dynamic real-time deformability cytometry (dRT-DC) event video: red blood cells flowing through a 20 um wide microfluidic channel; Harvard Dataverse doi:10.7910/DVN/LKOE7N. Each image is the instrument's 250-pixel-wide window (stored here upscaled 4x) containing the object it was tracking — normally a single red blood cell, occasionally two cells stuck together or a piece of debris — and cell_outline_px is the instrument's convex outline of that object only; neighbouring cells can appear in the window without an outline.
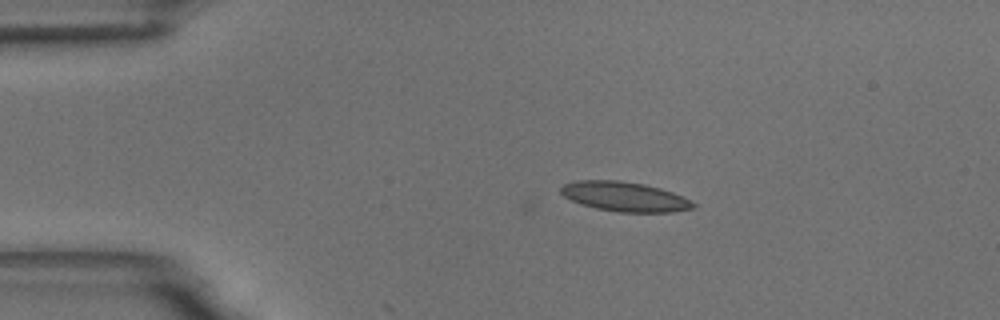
{"species": "common noctule bat (a hibernating species)", "species_latin": "Nyctalus noctula", "temperature_condition": "room temperature", "stored_images_in_passage": 4, "camera_frame_rate_fps": 3000, "um_per_image_px": 0.085, "animal": {"sex": "male", "body_mass_g": 18.8}, "frame": {"image": 1, "passage_image": 4, "time_ms": 1.0, "image_size_px": [1000, 320], "cell_outline_px": [[696, 208], [672, 212], [616, 212], [596, 208], [572, 200], [564, 196], [560, 192], [560, 188], [564, 184], [576, 180], [620, 180], [644, 184], [660, 188], [672, 192], [692, 200], [696, 204]], "centroid_in_image_um": [53.13, 16.71], "position_along_channel_um": 31.9, "area_um2": 22.89}}